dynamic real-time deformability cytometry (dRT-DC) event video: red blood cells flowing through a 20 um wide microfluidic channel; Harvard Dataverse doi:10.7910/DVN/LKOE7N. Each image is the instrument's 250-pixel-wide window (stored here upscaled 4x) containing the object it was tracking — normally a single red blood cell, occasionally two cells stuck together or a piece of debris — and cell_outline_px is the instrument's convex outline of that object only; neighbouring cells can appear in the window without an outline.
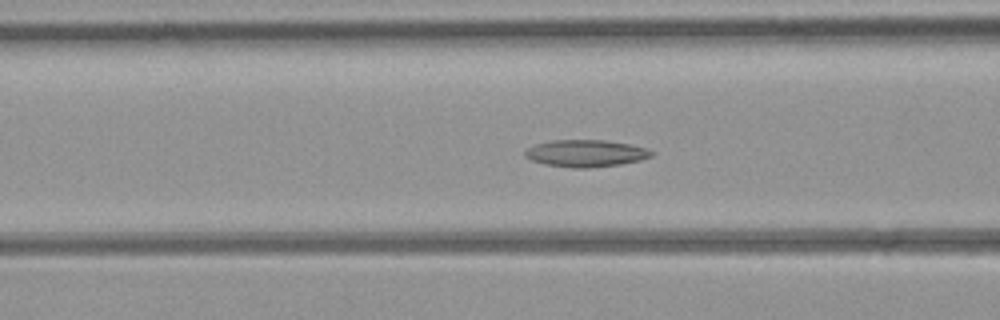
{"species": "common noctule bat (a hibernating species)", "species_latin": "Nyctalus noctula", "temperature_condition": "room temperature", "stored_images_in_passage": 37, "camera_frame_rate_fps": 3000, "um_per_image_px": 0.085, "animal": {"sex": "female", "body_mass_g": 21.9}, "frame": {"image": 1, "passage_image": 4, "time_ms": 1.0, "image_size_px": [1000, 320], "cell_outline_px": [[656, 152], [652, 156], [640, 160], [620, 164], [592, 168], [572, 168], [544, 164], [532, 160], [524, 156], [524, 152], [528, 148], [536, 144], [552, 140], [604, 140], [628, 144], [644, 148]], "centroid_in_image_um": [49.78, 13.04], "position_along_channel_um": 116.8, "area_um2": 19.88}}
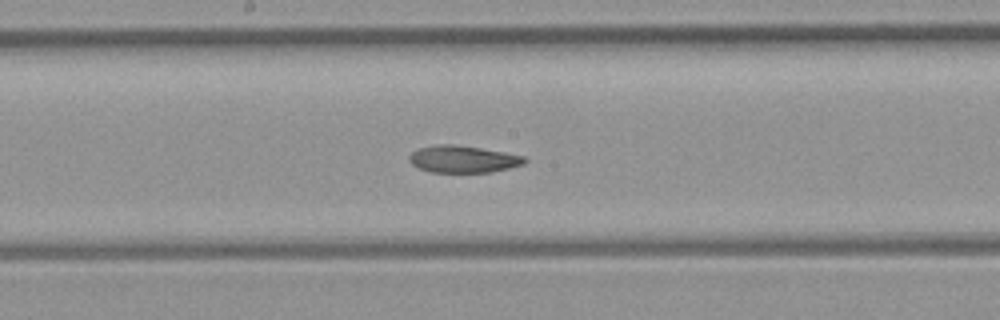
{"frame": {"image": 2, "passage_image": 11, "time_ms": 3.333, "image_size_px": [1000, 320], "cell_outline_px": [[528, 160], [524, 164], [492, 172], [432, 172], [420, 168], [412, 164], [408, 160], [408, 156], [412, 152], [420, 148], [440, 144], [452, 144], [480, 148], [524, 156]], "centroid_in_image_um": [39.36, 13.53], "position_along_channel_um": 208.8, "area_um2": 17.98}}
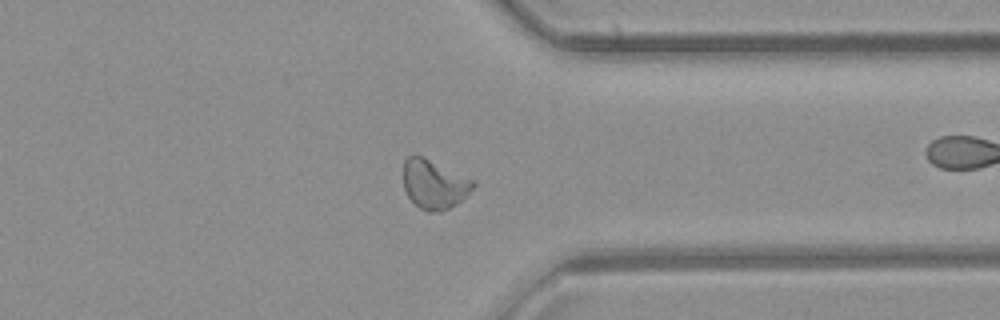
{"frame": {"image": 3, "passage_image": 24, "time_ms": 7.667, "image_size_px": [1000, 320], "cell_outline_px": [[476, 184], [456, 204], [440, 212], [428, 212], [420, 208], [408, 196], [404, 188], [404, 160], [408, 156], [424, 156], [476, 180]], "centroid_in_image_um": [36.91, 15.64], "position_along_channel_um": 374.5, "area_um2": 19.94}}